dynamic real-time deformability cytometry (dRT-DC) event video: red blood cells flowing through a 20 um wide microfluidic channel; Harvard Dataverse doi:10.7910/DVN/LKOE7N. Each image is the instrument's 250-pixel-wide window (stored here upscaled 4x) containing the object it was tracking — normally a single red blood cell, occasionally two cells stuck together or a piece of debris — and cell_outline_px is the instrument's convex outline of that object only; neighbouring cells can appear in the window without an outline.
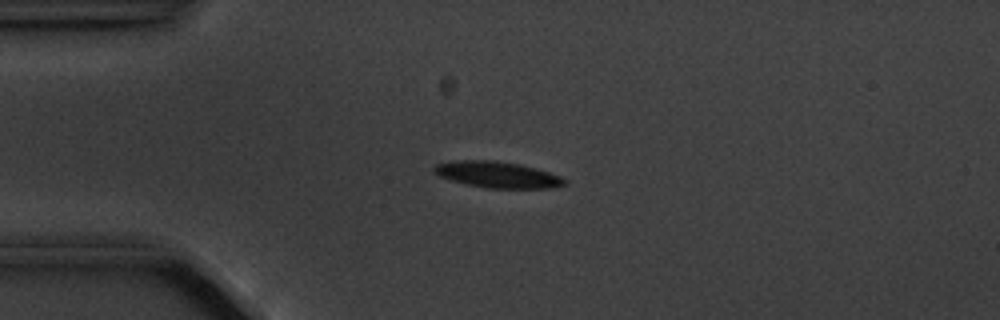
{"species": "common noctule bat (a hibernating species)", "species_latin": "Nyctalus noctula", "temperature_condition": "cold", "stored_images_in_passage": 7, "camera_frame_rate_fps": 3000, "um_per_image_px": 0.085, "animal": {"sex": "male", "body_mass_g": 20.1, "forearm_length_mm": 53.5}, "frame": {"image": 1, "passage_image": 4, "time_ms": 3.667, "image_size_px": [1000, 320], "cell_outline_px": [[568, 180], [564, 184], [552, 188], [488, 188], [468, 184], [452, 180], [440, 176], [432, 172], [432, 168], [436, 164], [452, 160], [492, 160], [520, 164], [548, 172], [560, 176]], "centroid_in_image_um": [42.25, 14.84], "position_along_channel_um": 42.7, "area_um2": 19.83}}
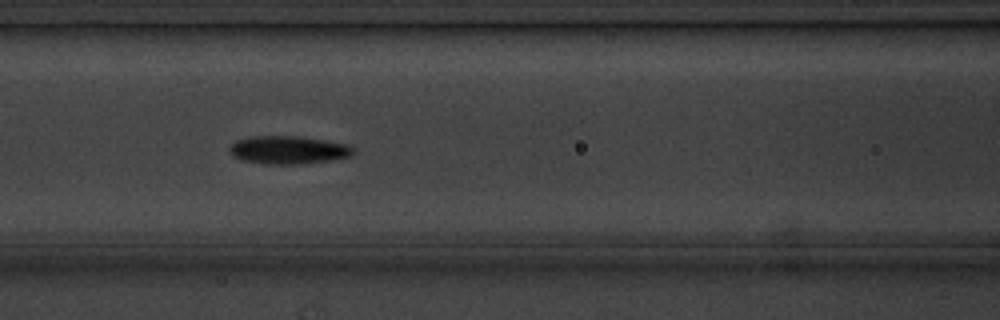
{"frame": {"image": 2, "passage_image": 7, "time_ms": 7.0, "image_size_px": [1000, 320], "cell_outline_px": [[352, 156], [328, 160], [300, 164], [264, 164], [240, 160], [232, 156], [228, 152], [228, 148], [236, 140], [252, 136], [296, 136], [324, 140], [348, 144], [352, 148]], "centroid_in_image_um": [24.43, 12.75], "position_along_channel_um": 142.2, "area_um2": 20.23}}